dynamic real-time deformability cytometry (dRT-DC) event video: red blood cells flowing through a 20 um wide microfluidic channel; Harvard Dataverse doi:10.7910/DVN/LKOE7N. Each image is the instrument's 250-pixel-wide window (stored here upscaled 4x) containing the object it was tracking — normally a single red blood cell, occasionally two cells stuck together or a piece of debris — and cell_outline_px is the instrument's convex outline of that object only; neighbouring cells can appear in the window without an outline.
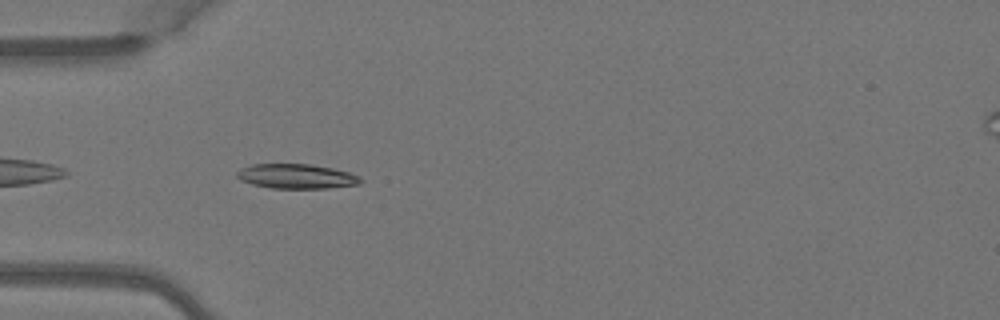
{"species": "Egyptian fruit bat (a non-hibernating species)", "species_latin": "Rousettus aegyptiacus", "temperature_condition": "warm", "stored_images_in_passage": 7, "camera_frame_rate_fps": 3000, "um_per_image_px": 0.085, "animal": {"sex": "female"}, "frame": {"image": 1, "passage_image": 5, "time_ms": 1.333, "image_size_px": [1000, 320], "cell_outline_px": [[364, 180], [360, 184], [328, 188], [272, 188], [252, 184], [240, 180], [236, 176], [236, 172], [240, 168], [252, 164], [308, 164], [332, 168], [348, 172], [360, 176]], "centroid_in_image_um": [25.2, 14.98], "position_along_channel_um": 59.8, "area_um2": 17.8}}
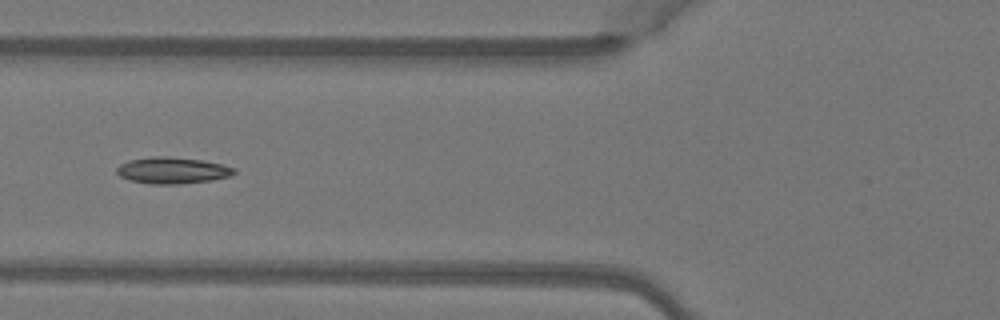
{"frame": {"image": 2, "passage_image": 6, "time_ms": 1.667, "image_size_px": [1000, 320], "cell_outline_px": [[236, 172], [232, 176], [212, 180], [180, 184], [152, 184], [128, 180], [120, 176], [116, 172], [116, 168], [120, 164], [128, 160], [152, 156], [168, 156], [200, 160], [224, 164], [236, 168]], "centroid_in_image_um": [14.66, 14.48], "position_along_channel_um": 111.1, "area_um2": 18.32}}
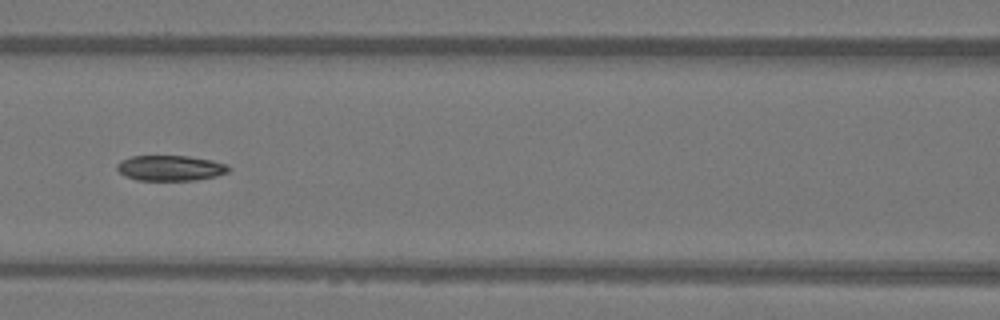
{"frame": {"image": 3, "passage_image": 7, "time_ms": 2.0, "image_size_px": [1000, 320], "cell_outline_px": [[232, 168], [228, 172], [216, 176], [196, 180], [136, 180], [124, 176], [116, 168], [116, 164], [120, 160], [132, 156], [188, 156], [212, 160], [228, 164]], "centroid_in_image_um": [14.49, 14.28], "position_along_channel_um": 152.1, "area_um2": 16.7}}